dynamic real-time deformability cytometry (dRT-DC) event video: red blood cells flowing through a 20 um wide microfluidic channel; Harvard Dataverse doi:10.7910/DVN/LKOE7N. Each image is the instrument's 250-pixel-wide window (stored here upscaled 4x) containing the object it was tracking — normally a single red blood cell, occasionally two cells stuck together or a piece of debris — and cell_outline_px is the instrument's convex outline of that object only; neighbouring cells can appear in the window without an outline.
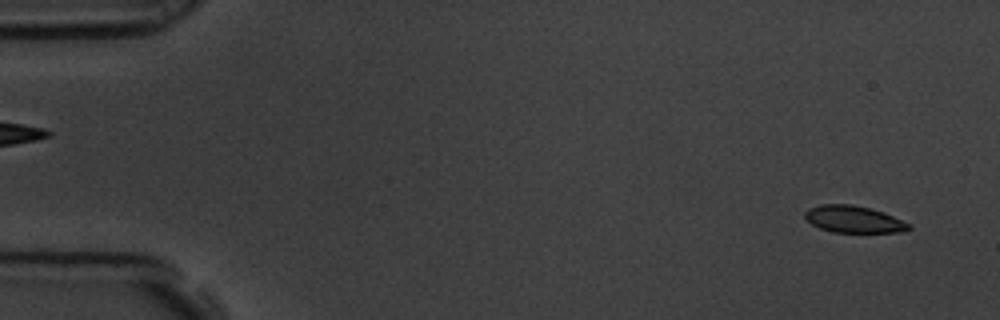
{"species": "common noctule bat (a hibernating species)", "species_latin": "Nyctalus noctula", "temperature_condition": "room temperature", "stored_images_in_passage": 59, "camera_frame_rate_fps": 3000, "um_per_image_px": 0.085, "animal": {"sex": "male", "body_mass_g": 19.5, "forearm_length_mm": 54.6}, "frame": {"image": 1, "passage_image": 3, "time_ms": 0.667, "image_size_px": [1000, 320], "cell_outline_px": [[912, 228], [904, 232], [832, 232], [820, 228], [812, 224], [804, 216], [804, 212], [808, 208], [820, 204], [852, 204], [884, 212], [912, 224]], "centroid_in_image_um": [72.59, 18.64], "position_along_channel_um": 12.4, "area_um2": 16.42}}
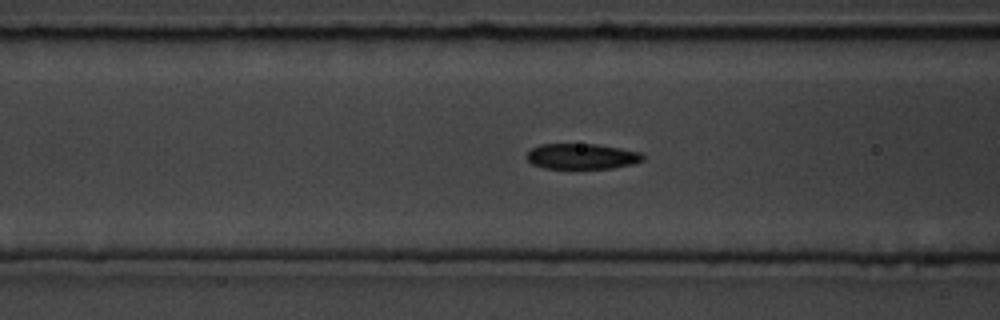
{"frame": {"image": 2, "passage_image": 23, "time_ms": 7.333, "image_size_px": [1000, 320], "cell_outline_px": [[644, 160], [632, 164], [612, 168], [544, 168], [532, 164], [528, 160], [528, 152], [532, 148], [540, 144], [596, 144], [620, 148], [640, 152], [644, 156]], "centroid_in_image_um": [49.47, 13.29], "position_along_channel_um": 117.1, "area_um2": 17.17}}
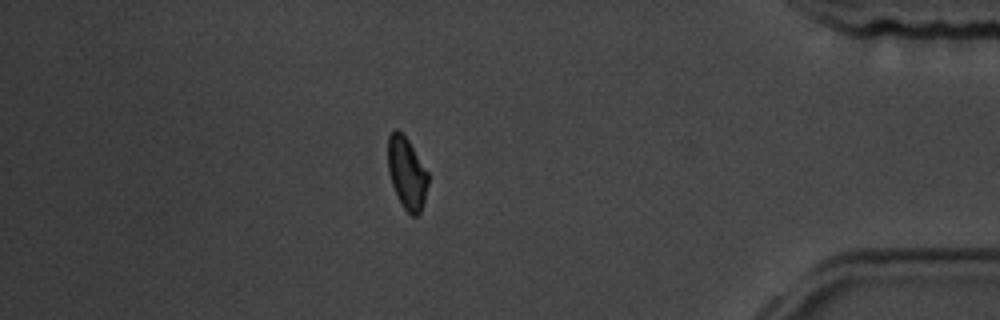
{"frame": {"image": 3, "passage_image": 51, "time_ms": 16.667, "image_size_px": [1000, 320], "cell_outline_px": [[428, 184], [424, 200], [420, 212], [416, 216], [412, 216], [404, 208], [392, 184], [388, 172], [388, 136], [396, 128], [408, 140], [428, 172]], "centroid_in_image_um": [34.58, 14.7], "position_along_channel_um": 400.6, "area_um2": 16.53}, "authors_computed_cell_mechanics": {"area_um2": 17.2244, "velocity_mm_per_s": 3.4599, "shape_relaxation_time_tau1_ms": 3.7158, "shape_relaxation_time_tau2_ms": 2.0338, "deformation_change_tau1": 0.0896, "deformation_change_tau2": 0.0572}}